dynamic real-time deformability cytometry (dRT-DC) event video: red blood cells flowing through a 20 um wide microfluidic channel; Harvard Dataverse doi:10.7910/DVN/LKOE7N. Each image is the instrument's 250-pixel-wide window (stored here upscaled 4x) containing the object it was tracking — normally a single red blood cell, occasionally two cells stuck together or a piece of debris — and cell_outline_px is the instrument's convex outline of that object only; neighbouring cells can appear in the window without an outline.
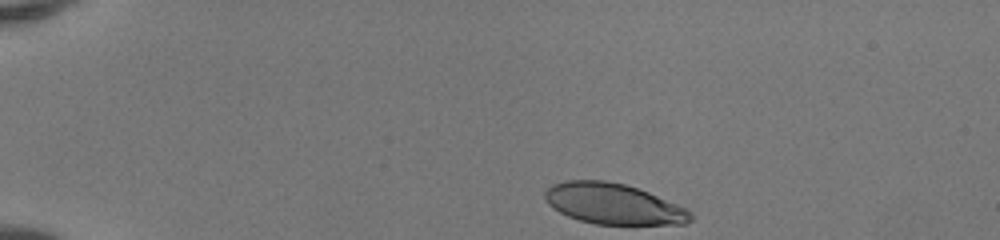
{"species": "human", "species_latin": "Homo sapiens", "temperature_condition": "room temperature", "stored_images_in_passage": 37, "camera_frame_rate_fps": 3000, "um_per_image_px": 0.085, "donor": {"sex": "female"}, "frame": {"image": 1, "passage_image": 1, "time_ms": 0.0, "image_size_px": [1000, 240], "cell_outline_px": [[692, 220], [684, 224], [596, 224], [580, 220], [568, 216], [560, 212], [548, 204], [544, 200], [544, 192], [552, 184], [564, 180], [604, 180], [624, 184], [648, 192], [676, 204], [692, 212]], "centroid_in_image_um": [52.1, 17.32], "position_along_channel_um": 32.9, "area_um2": 34.39}}
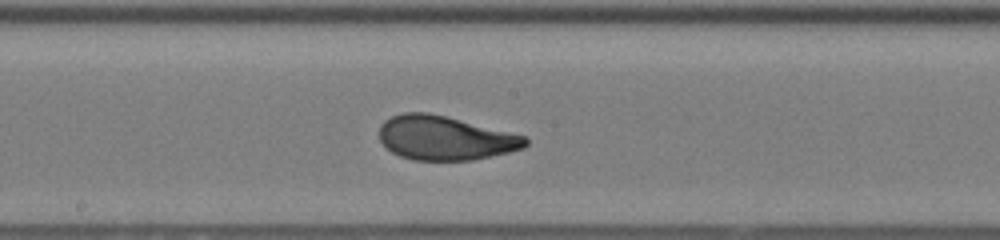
{"frame": {"image": 2, "passage_image": 20, "time_ms": 6.333, "image_size_px": [1000, 240], "cell_outline_px": [[528, 144], [524, 148], [508, 152], [472, 160], [412, 160], [400, 156], [392, 152], [380, 140], [380, 124], [384, 120], [392, 116], [404, 112], [428, 112], [524, 136], [528, 140]], "centroid_in_image_um": [37.79, 11.73], "position_along_channel_um": 210.4, "area_um2": 37.11}}
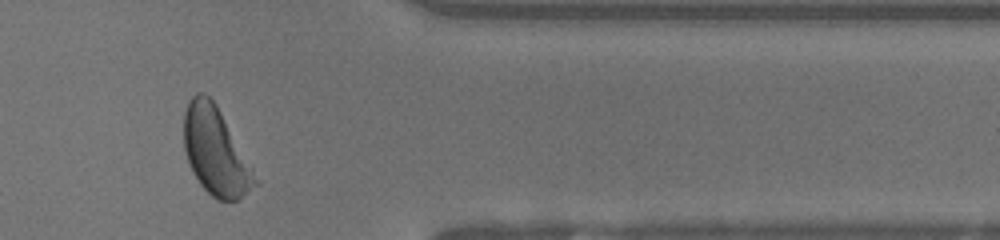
{"frame": {"image": 3, "passage_image": 34, "time_ms": 11.0, "image_size_px": [1000, 240], "cell_outline_px": [[260, 184], [236, 200], [216, 200], [200, 184], [192, 172], [188, 164], [184, 148], [184, 112], [192, 96], [196, 92], [204, 92], [216, 104], [260, 180]], "centroid_in_image_um": [18.33, 12.89], "position_along_channel_um": 393.1, "area_um2": 36.36}, "authors_computed_cell_mechanics": {"area_um2": 36.9342, "velocity_mm_per_s": 4.1337, "shape_relaxation_time_tau1_ms": 3.1098, "shape_relaxation_time_tau2_ms": null, "deformation_change_tau1": 0.1581, "deformation_change_tau2": null}}